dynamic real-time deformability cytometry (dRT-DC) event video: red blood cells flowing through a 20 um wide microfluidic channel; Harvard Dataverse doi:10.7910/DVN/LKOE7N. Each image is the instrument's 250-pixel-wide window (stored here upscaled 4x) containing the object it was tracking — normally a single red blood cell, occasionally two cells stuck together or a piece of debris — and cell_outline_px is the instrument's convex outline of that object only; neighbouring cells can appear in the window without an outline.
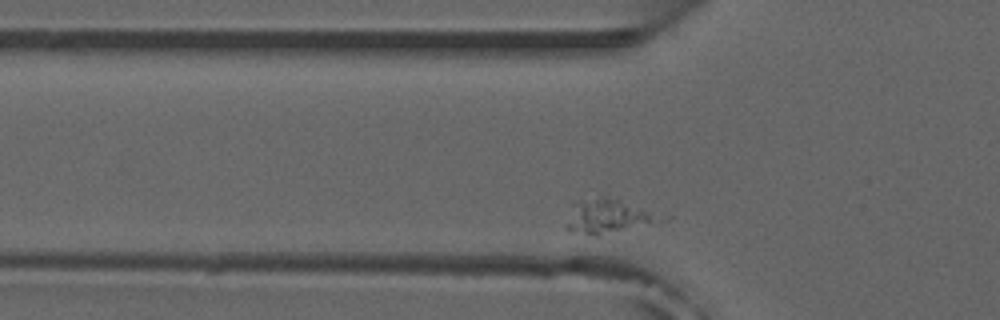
{"species": "common noctule bat (a hibernating species)", "species_latin": "Nyctalus noctula", "temperature_condition": "room temperature", "stored_images_in_passage": 18, "camera_frame_rate_fps": 3000, "um_per_image_px": 0.085, "animal": {"sex": "male", "forearm_length_mm": 52.5}, "frame": {"image": 1, "passage_image": 6, "time_ms": 1.667, "image_size_px": [1000, 320], "cell_outline_px": [[672, 216], [668, 220], [600, 236], [596, 236], [568, 228], [568, 224], [576, 200], [604, 196], [616, 196]], "centroid_in_image_um": [51.97, 18.33], "position_along_channel_um": 73.8, "area_um2": 19.42}}
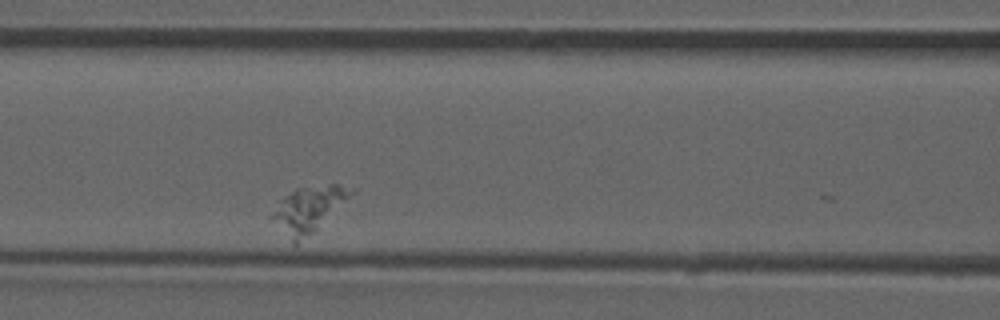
{"frame": {"image": 2, "passage_image": 12, "time_ms": 3.667, "image_size_px": [1000, 320], "cell_outline_px": [[356, 188], [312, 232], [296, 244], [292, 244], [268, 216], [280, 200], [284, 196], [296, 188], [328, 184], [340, 184]], "centroid_in_image_um": [26.12, 17.77], "position_along_channel_um": 140.5, "area_um2": 20.35}}
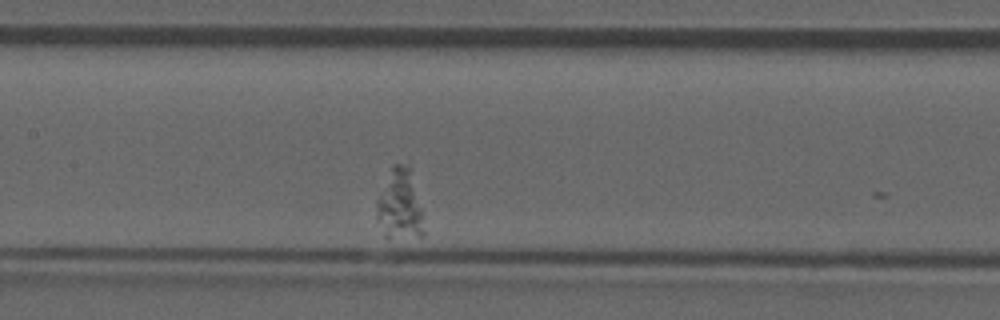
{"frame": {"image": 3, "passage_image": 15, "time_ms": 4.667, "image_size_px": [1000, 320], "cell_outline_px": [[424, 236], [384, 236], [376, 220], [376, 200], [392, 164], [408, 164], [420, 208], [424, 232]], "centroid_in_image_um": [33.92, 17.4], "position_along_channel_um": 173.5, "area_um2": 18.9}}